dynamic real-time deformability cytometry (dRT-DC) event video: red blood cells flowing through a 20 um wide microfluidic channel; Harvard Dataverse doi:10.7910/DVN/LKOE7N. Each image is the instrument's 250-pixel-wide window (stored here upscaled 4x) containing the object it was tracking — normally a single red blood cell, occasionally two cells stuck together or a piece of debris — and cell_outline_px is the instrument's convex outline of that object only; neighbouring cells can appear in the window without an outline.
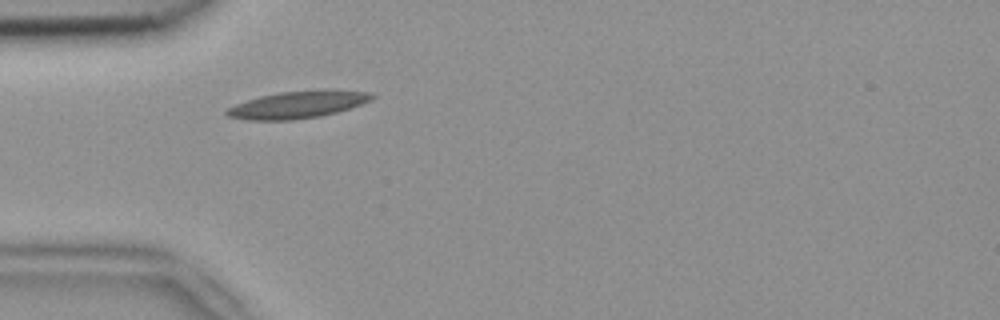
{"species": "common noctule bat (a hibernating species)", "species_latin": "Nyctalus noctula", "temperature_condition": "room temperature", "stored_images_in_passage": 1, "camera_frame_rate_fps": 3000, "um_per_image_px": 0.085, "animal": {"sex": "female", "body_mass_g": 18.4}, "frame": {"image": 1, "passage_image": 1, "time_ms": 0.0, "image_size_px": [1000, 320], "cell_outline_px": [[376, 96], [372, 100], [336, 112], [320, 116], [292, 120], [244, 120], [228, 116], [224, 112], [228, 108], [236, 104], [260, 96], [280, 92], [320, 88], [332, 88], [368, 92]], "centroid_in_image_um": [25.34, 8.87], "position_along_channel_um": 59.7, "area_um2": 23.29}}